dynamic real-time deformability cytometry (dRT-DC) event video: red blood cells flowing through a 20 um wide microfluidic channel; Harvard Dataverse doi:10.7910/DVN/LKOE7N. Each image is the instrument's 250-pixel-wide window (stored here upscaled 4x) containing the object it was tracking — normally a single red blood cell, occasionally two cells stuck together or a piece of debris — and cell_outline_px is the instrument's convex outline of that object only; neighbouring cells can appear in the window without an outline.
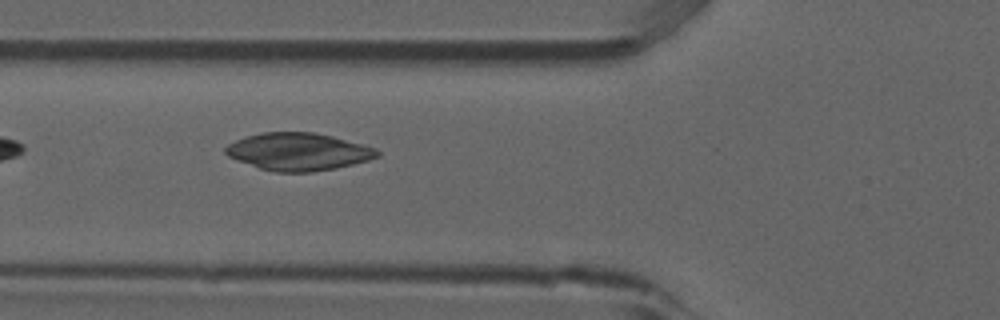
{"species": "common noctule bat (a hibernating species)", "species_latin": "Nyctalus noctula", "temperature_condition": "room temperature", "stored_images_in_passage": 7, "camera_frame_rate_fps": 3000, "um_per_image_px": 0.085, "animal": {"sex": "male", "forearm_length_mm": 52.5}, "frame": {"image": 1, "passage_image": 4, "time_ms": 1.0, "image_size_px": [1000, 320], "cell_outline_px": [[380, 156], [368, 160], [336, 168], [312, 172], [276, 172], [260, 168], [228, 156], [224, 152], [224, 148], [228, 144], [244, 136], [260, 132], [312, 132], [332, 136], [376, 148], [380, 152]], "centroid_in_image_um": [25.35, 12.89], "position_along_channel_um": 100.5, "area_um2": 33.06}}